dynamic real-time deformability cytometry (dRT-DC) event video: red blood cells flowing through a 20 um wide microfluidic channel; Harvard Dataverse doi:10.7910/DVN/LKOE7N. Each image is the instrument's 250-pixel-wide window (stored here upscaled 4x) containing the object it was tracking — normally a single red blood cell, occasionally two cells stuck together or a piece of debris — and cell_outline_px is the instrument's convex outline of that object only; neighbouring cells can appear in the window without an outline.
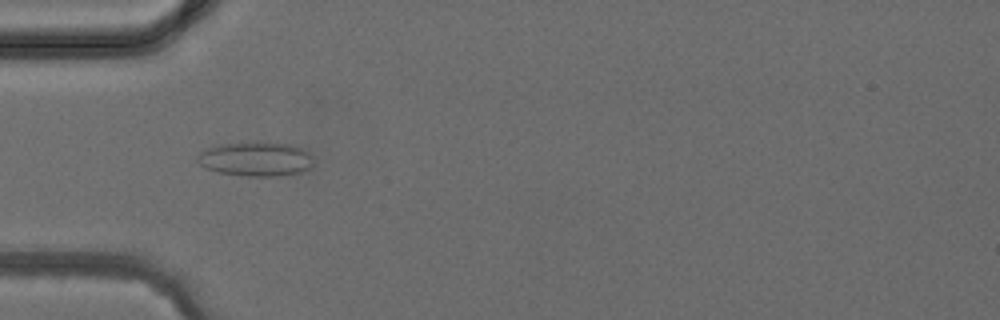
{"species": "common noctule bat (a hibernating species)", "species_latin": "Nyctalus noctula", "temperature_condition": "cold", "stored_images_in_passage": 4, "camera_frame_rate_fps": 3000, "um_per_image_px": 0.085, "animal": {"sex": "female", "body_mass_g": 24.6, "forearm_length_mm": 56.2}, "frame": {"image": 1, "passage_image": 4, "time_ms": 4.333, "image_size_px": [1000, 320], "cell_outline_px": [[312, 164], [308, 168], [300, 172], [280, 176], [248, 176], [216, 172], [200, 164], [196, 160], [196, 156], [200, 152], [216, 144], [256, 140], [296, 144], [304, 148], [312, 156]], "centroid_in_image_um": [21.75, 13.47], "position_along_channel_um": 63.3, "area_um2": 23.93}}